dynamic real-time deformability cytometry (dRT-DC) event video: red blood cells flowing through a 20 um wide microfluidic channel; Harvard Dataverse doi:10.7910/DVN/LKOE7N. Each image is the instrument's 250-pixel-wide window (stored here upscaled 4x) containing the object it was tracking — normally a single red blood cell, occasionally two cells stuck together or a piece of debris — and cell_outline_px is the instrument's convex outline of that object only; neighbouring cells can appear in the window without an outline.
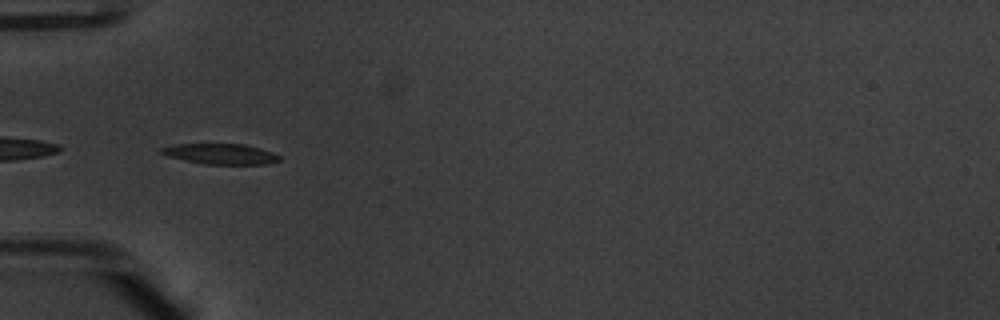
{"species": "common noctule bat (a hibernating species)", "species_latin": "Nyctalus noctula", "temperature_condition": "warm", "stored_images_in_passage": 22, "camera_frame_rate_fps": 3000, "um_per_image_px": 0.085, "animal": {"sex": "male", "body_mass_g": 20.1, "forearm_length_mm": 53.5}, "frame": {"image": 1, "passage_image": 19, "time_ms": 6.0, "image_size_px": [1000, 320], "cell_outline_px": [[280, 160], [268, 164], [204, 164], [168, 156], [160, 152], [160, 148], [176, 144], [244, 144], [260, 148], [272, 152], [280, 156]], "centroid_in_image_um": [18.77, 13.08], "position_along_channel_um": 66.2, "area_um2": 13.99}}